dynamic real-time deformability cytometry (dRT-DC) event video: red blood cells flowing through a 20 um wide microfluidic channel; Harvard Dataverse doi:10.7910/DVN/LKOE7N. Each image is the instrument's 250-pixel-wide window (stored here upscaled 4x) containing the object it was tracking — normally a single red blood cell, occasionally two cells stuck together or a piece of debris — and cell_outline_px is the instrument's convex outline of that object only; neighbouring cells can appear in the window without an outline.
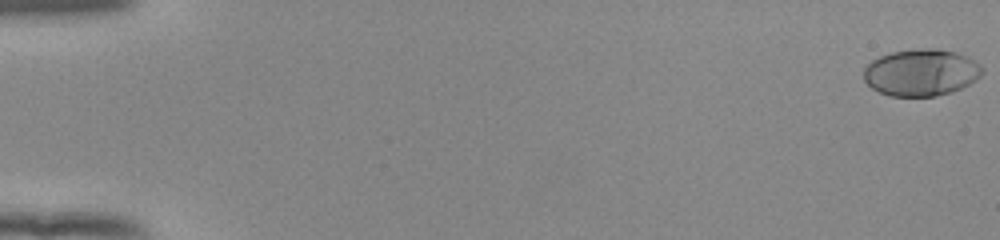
{"species": "human", "species_latin": "Homo sapiens", "temperature_condition": "room temperature", "stored_images_in_passage": 54, "camera_frame_rate_fps": 3000, "um_per_image_px": 0.085, "donor": {"sex": "female"}, "frame": {"image": 1, "passage_image": 1, "time_ms": 0.0, "image_size_px": [1000, 240], "cell_outline_px": [[984, 72], [976, 80], [952, 92], [936, 96], [888, 96], [872, 88], [864, 80], [864, 68], [872, 60], [880, 56], [892, 52], [920, 48], [936, 48], [956, 52], [968, 56], [980, 64], [984, 68]], "centroid_in_image_um": [78.32, 6.16], "position_along_channel_um": 6.7, "area_um2": 32.54}}
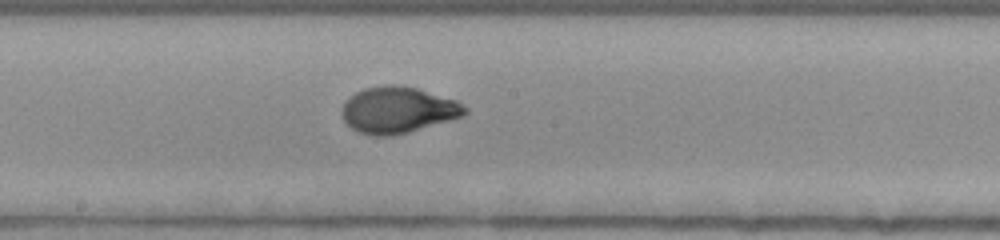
{"frame": {"image": 2, "passage_image": 31, "time_ms": 10.0, "image_size_px": [1000, 240], "cell_outline_px": [[468, 112], [464, 116], [408, 132], [392, 136], [372, 136], [360, 132], [352, 128], [344, 120], [340, 112], [344, 104], [356, 92], [364, 88], [384, 84], [396, 84], [416, 88], [456, 100], [468, 108]], "centroid_in_image_um": [33.83, 9.34], "position_along_channel_um": 214.4, "area_um2": 33.12}}
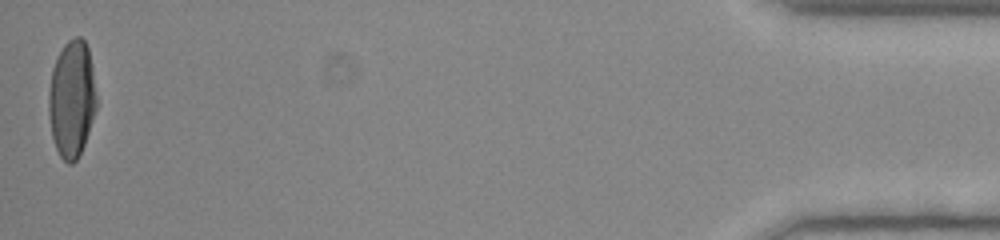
{"frame": {"image": 3, "passage_image": 54, "time_ms": 17.667, "image_size_px": [1000, 240], "cell_outline_px": [[96, 108], [84, 144], [76, 160], [72, 164], [68, 164], [60, 156], [56, 148], [52, 136], [48, 112], [48, 92], [52, 68], [64, 44], [68, 40], [76, 36], [80, 36], [84, 40], [88, 48], [92, 68], [96, 96]], "centroid_in_image_um": [6.08, 8.4], "position_along_channel_um": 429.1, "area_um2": 32.43}, "authors_computed_cell_mechanics": {"area_um2": 32.1368, "velocity_mm_per_s": 3.9208, "shape_relaxation_time_tau1_ms": 3.9324, "shape_relaxation_time_tau2_ms": null, "deformation_change_tau1": 0.1991, "deformation_change_tau2": null}}